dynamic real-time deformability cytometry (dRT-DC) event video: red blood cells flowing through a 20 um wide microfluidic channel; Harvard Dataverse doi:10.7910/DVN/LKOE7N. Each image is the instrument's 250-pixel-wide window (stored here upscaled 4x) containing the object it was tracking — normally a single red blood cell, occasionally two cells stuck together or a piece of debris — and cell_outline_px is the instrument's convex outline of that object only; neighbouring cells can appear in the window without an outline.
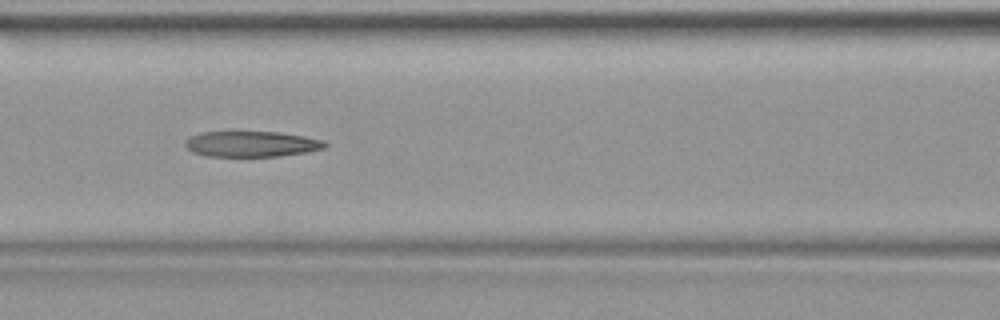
{"species": "common noctule bat (a hibernating species)", "species_latin": "Nyctalus noctula", "temperature_condition": "warm", "stored_images_in_passage": 30, "camera_frame_rate_fps": 3000, "um_per_image_px": 0.085, "animal": {"sex": "female", "body_mass_g": 19.9}, "frame": {"image": 1, "passage_image": 9, "time_ms": 2.667, "image_size_px": [1000, 320], "cell_outline_px": [[328, 144], [324, 148], [308, 152], [280, 156], [204, 156], [192, 152], [184, 144], [184, 140], [188, 136], [200, 132], [276, 132], [304, 136], [324, 140]], "centroid_in_image_um": [21.35, 12.24], "position_along_channel_um": 145.3, "area_um2": 21.04}}